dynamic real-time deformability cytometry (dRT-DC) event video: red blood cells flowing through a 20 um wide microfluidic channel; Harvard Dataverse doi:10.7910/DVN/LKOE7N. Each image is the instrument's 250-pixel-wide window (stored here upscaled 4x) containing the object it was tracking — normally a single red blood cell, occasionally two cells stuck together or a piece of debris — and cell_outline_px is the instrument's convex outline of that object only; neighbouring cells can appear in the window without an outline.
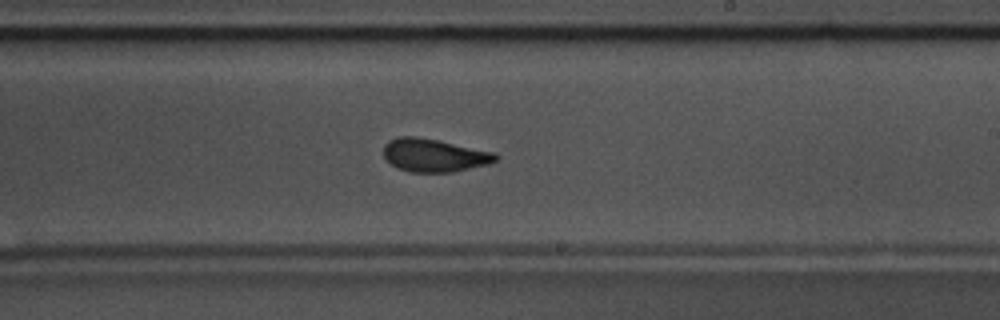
{"species": "common noctule bat (a hibernating species)", "species_latin": "Nyctalus noctula", "temperature_condition": "warm", "stored_images_in_passage": 54, "camera_frame_rate_fps": 3000, "um_per_image_px": 0.085, "animal": {"sex": "male", "body_mass_g": 17.5, "forearm_length_mm": 52.3}, "frame": {"image": 1, "passage_image": 31, "time_ms": 10.0, "image_size_px": [1000, 320], "cell_outline_px": [[500, 156], [496, 160], [488, 164], [452, 172], [412, 172], [396, 168], [384, 156], [384, 144], [388, 140], [400, 136], [416, 136], [496, 152]], "centroid_in_image_um": [36.9, 13.19], "position_along_channel_um": 252.1, "area_um2": 21.56}, "authors_computed_cell_mechanics": {"area_um2": 21.5016, "velocity_mm_per_s": 3.6324, "shape_relaxation_time_tau1_ms": 3.7762, "shape_relaxation_time_tau2_ms": 1.516, "deformation_change_tau1": 0.1331, "deformation_change_tau2": 0.0673}}